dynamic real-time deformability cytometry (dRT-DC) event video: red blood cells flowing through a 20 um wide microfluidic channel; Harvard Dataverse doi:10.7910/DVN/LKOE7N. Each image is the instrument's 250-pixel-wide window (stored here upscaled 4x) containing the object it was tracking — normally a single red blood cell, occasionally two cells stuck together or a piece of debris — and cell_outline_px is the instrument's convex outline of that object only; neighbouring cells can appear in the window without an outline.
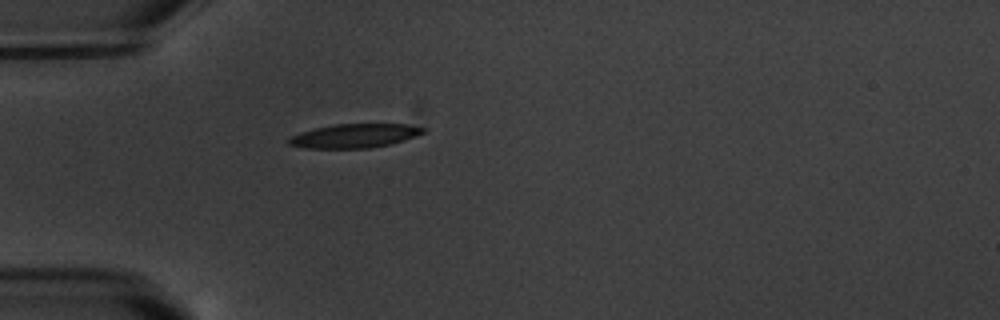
{"species": "common noctule bat (a hibernating species)", "species_latin": "Nyctalus noctula", "temperature_condition": "warm", "stored_images_in_passage": 1, "camera_frame_rate_fps": 3000, "um_per_image_px": 0.085, "animal": {"sex": "male", "body_mass_g": 20.1, "forearm_length_mm": 53.5}, "frame": {"image": 1, "passage_image": 1, "time_ms": 0.0, "image_size_px": [1000, 320], "cell_outline_px": [[424, 132], [416, 136], [404, 140], [388, 144], [368, 148], [304, 148], [288, 144], [284, 140], [300, 132], [332, 124], [408, 124], [424, 128]], "centroid_in_image_um": [30.08, 11.54], "position_along_channel_um": 54.9, "area_um2": 18.67}}